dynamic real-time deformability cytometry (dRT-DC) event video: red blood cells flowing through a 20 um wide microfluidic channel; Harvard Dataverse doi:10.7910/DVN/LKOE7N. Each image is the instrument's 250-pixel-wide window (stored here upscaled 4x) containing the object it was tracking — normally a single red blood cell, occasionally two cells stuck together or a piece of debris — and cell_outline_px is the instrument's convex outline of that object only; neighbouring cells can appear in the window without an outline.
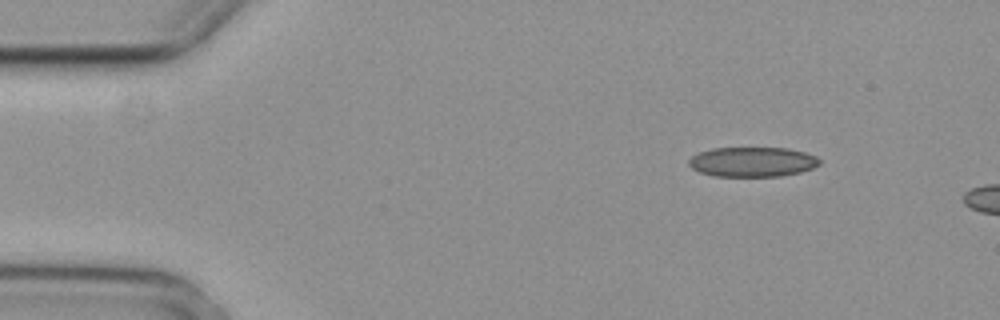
{"species": "common noctule bat (a hibernating species)", "species_latin": "Nyctalus noctula", "temperature_condition": "cold", "stored_images_in_passage": 3, "camera_frame_rate_fps": 3000, "um_per_image_px": 0.085, "animal": {"sex": "female", "body_mass_g": 29.2, "forearm_length_mm": 56.3}, "frame": {"image": 1, "passage_image": 1, "time_ms": 0.0, "image_size_px": [1000, 320], "cell_outline_px": [[820, 164], [812, 168], [800, 172], [780, 176], [712, 176], [700, 172], [692, 168], [688, 164], [688, 160], [692, 156], [700, 152], [712, 148], [788, 148], [804, 152], [816, 156], [820, 160]], "centroid_in_image_um": [63.95, 13.76], "position_along_channel_um": 21.1, "area_um2": 22.66}}